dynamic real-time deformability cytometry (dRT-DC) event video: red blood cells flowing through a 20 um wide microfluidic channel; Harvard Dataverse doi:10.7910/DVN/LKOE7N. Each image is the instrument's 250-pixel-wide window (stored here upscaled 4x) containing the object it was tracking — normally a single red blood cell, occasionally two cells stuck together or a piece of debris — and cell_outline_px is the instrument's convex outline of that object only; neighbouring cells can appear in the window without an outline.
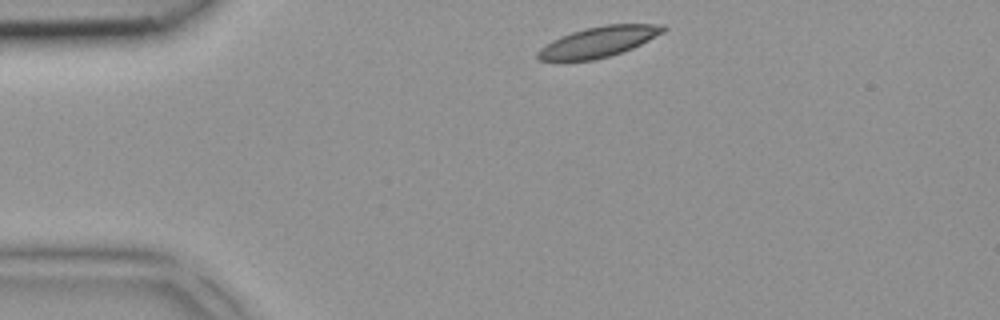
{"species": "common noctule bat (a hibernating species)", "species_latin": "Nyctalus noctula", "temperature_condition": "room temperature", "stored_images_in_passage": 2, "camera_frame_rate_fps": 3000, "um_per_image_px": 0.085, "animal": {"sex": "female", "body_mass_g": 18.4}, "frame": {"image": 1, "passage_image": 1, "time_ms": 0.0, "image_size_px": [1000, 320], "cell_outline_px": [[668, 28], [664, 32], [632, 48], [608, 56], [592, 60], [540, 60], [536, 56], [536, 52], [540, 48], [552, 40], [560, 36], [584, 28], [604, 24], [664, 24]], "centroid_in_image_um": [50.88, 3.53], "position_along_channel_um": 34.1, "area_um2": 22.14}}